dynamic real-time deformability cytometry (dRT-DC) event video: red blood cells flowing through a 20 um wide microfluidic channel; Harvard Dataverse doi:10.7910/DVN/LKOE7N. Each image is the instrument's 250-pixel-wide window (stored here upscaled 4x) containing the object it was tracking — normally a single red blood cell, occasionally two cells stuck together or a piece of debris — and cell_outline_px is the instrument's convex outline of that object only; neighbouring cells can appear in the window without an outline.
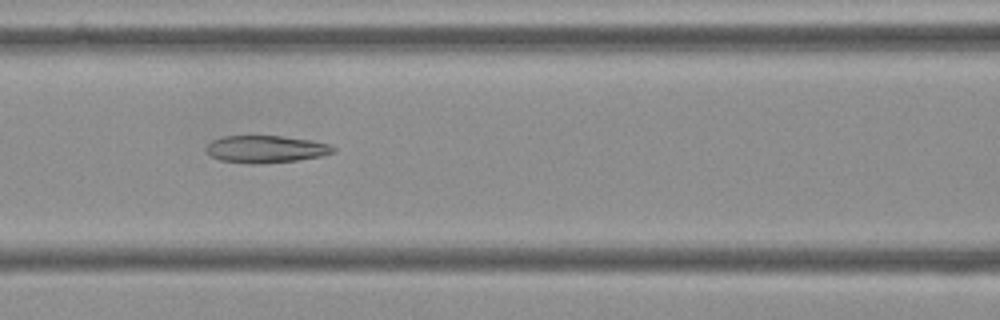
{"species": "Egyptian fruit bat (a non-hibernating species)", "species_latin": "Rousettus aegyptiacus", "temperature_condition": "cold", "stored_images_in_passage": 51, "camera_frame_rate_fps": 3000, "um_per_image_px": 0.085, "frame": {"image": 1, "passage_image": 24, "time_ms": 7.667, "image_size_px": [1000, 320], "cell_outline_px": [[336, 152], [320, 156], [296, 160], [256, 164], [252, 164], [220, 160], [212, 156], [204, 148], [212, 140], [224, 136], [280, 136], [308, 140], [328, 144], [336, 148]], "centroid_in_image_um": [22.58, 12.67], "position_along_channel_um": 144.0, "area_um2": 19.94}}
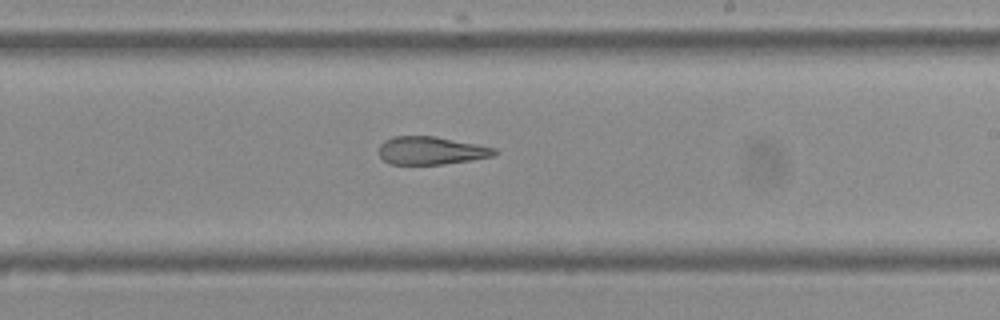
{"frame": {"image": 2, "passage_image": 33, "time_ms": 10.667, "image_size_px": [1000, 320], "cell_outline_px": [[496, 152], [492, 156], [472, 160], [444, 164], [388, 164], [380, 156], [380, 144], [384, 140], [392, 136], [436, 136], [496, 148]], "centroid_in_image_um": [36.62, 12.79], "position_along_channel_um": 252.4, "area_um2": 18.79}}
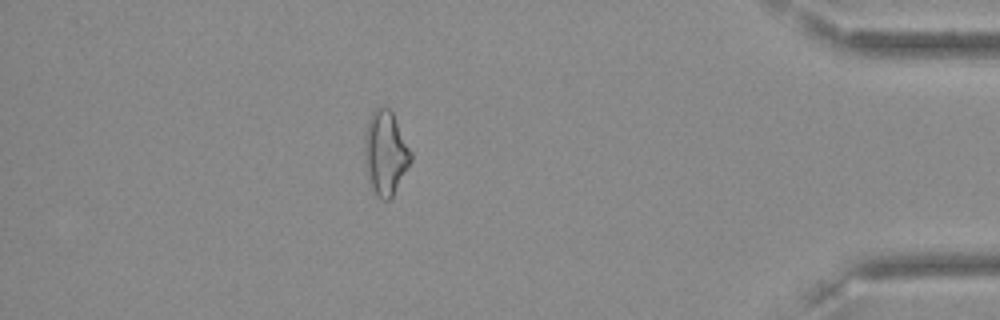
{"frame": {"image": 3, "passage_image": 49, "time_ms": 16.0, "image_size_px": [1000, 320], "cell_outline_px": [[412, 160], [392, 196], [388, 200], [380, 200], [376, 196], [372, 188], [368, 176], [364, 160], [364, 136], [368, 120], [372, 112], [376, 108], [388, 108], [392, 112], [412, 152]], "centroid_in_image_um": [32.75, 13.01], "position_along_channel_um": 402.4, "area_um2": 22.54}}